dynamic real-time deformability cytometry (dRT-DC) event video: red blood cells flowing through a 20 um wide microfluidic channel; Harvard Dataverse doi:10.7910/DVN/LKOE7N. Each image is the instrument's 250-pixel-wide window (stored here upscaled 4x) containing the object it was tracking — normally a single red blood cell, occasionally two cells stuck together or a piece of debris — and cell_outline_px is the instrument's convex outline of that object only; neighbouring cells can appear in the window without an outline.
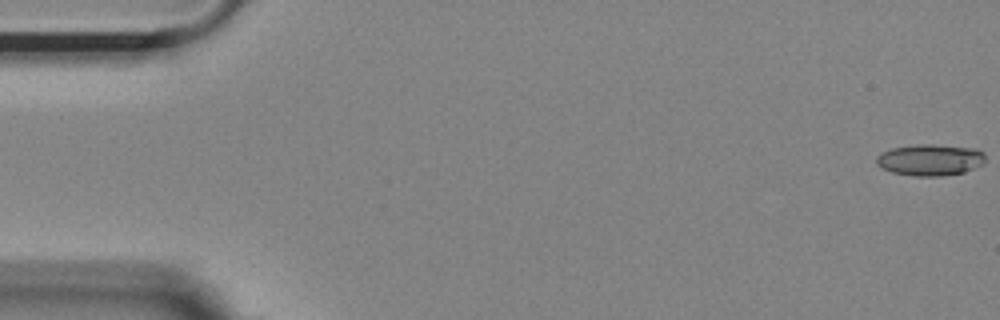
{"species": "Egyptian fruit bat (a non-hibernating species)", "species_latin": "Rousettus aegyptiacus", "temperature_condition": "room temperature", "stored_images_in_passage": 48, "camera_frame_rate_fps": 3000, "um_per_image_px": 0.085, "animal": {"sex": "female"}, "frame": {"image": 1, "passage_image": 1, "time_ms": 0.0, "image_size_px": [1000, 320], "cell_outline_px": [[984, 164], [964, 172], [940, 176], [916, 176], [892, 172], [880, 168], [876, 164], [876, 156], [880, 152], [892, 148], [916, 144], [932, 144], [976, 148], [984, 152]], "centroid_in_image_um": [79.04, 13.58], "position_along_channel_um": 6.0, "area_um2": 20.17}}
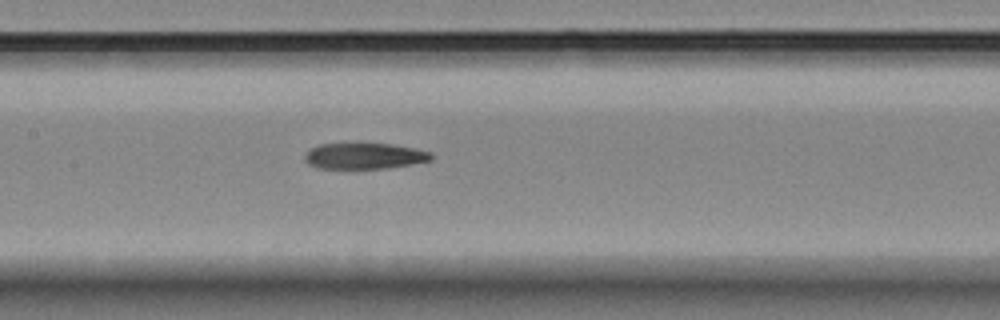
{"frame": {"image": 2, "passage_image": 26, "time_ms": 8.333, "image_size_px": [1000, 320], "cell_outline_px": [[432, 160], [388, 168], [316, 168], [308, 164], [304, 160], [304, 156], [312, 148], [320, 144], [360, 140], [392, 144], [416, 148], [432, 152]], "centroid_in_image_um": [30.96, 13.2], "position_along_channel_um": 176.4, "area_um2": 20.06}}
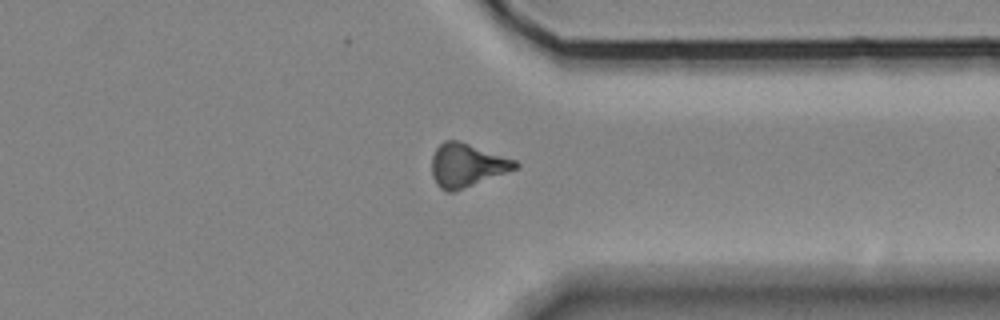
{"frame": {"image": 3, "passage_image": 42, "time_ms": 13.667, "image_size_px": [1000, 320], "cell_outline_px": [[520, 164], [516, 168], [452, 192], [448, 192], [440, 188], [436, 184], [432, 176], [432, 156], [436, 148], [444, 140], [460, 140], [516, 160]], "centroid_in_image_um": [39.65, 14.02], "position_along_channel_um": 371.8, "area_um2": 20.87}}